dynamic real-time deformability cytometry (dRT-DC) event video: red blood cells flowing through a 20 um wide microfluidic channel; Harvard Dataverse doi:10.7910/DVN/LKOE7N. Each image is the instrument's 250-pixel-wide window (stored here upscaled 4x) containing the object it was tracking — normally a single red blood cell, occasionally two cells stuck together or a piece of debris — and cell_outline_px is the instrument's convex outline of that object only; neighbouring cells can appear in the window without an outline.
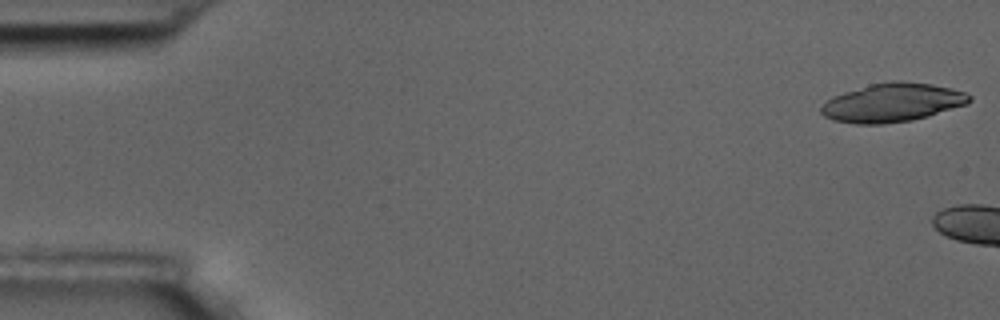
{"species": "common noctule bat (a hibernating species)", "species_latin": "Nyctalus noctula", "temperature_condition": "room temperature", "stored_images_in_passage": 3, "camera_frame_rate_fps": 3000, "um_per_image_px": 0.085, "animal": {"sex": "male", "body_mass_g": 17.5, "forearm_length_mm": 52.3}, "frame": {"image": 1, "passage_image": 1, "time_ms": 0.0, "image_size_px": [1000, 320], "cell_outline_px": [[972, 100], [968, 104], [928, 116], [912, 120], [884, 124], [856, 124], [832, 120], [824, 116], [820, 112], [820, 108], [832, 96], [868, 84], [892, 80], [900, 80], [932, 84], [952, 88], [964, 92], [972, 96]], "centroid_in_image_um": [75.86, 8.71], "position_along_channel_um": 9.1, "area_um2": 33.7}}